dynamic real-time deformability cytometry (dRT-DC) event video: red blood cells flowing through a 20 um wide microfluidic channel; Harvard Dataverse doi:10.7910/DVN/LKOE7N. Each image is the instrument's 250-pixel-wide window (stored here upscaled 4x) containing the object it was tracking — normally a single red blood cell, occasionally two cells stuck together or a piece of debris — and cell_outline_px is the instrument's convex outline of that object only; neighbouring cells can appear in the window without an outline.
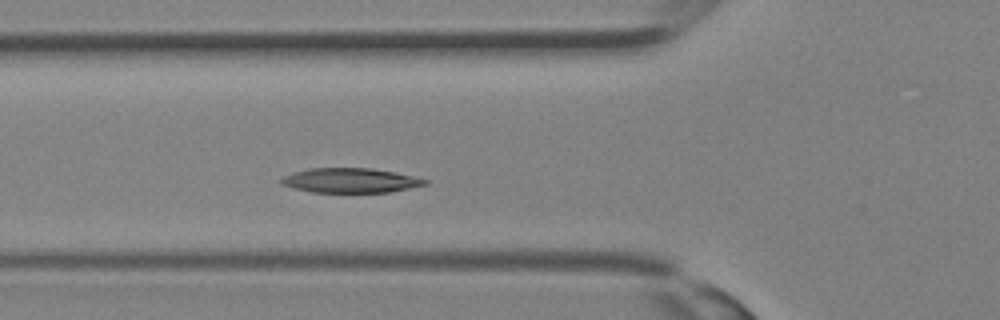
{"species": "Egyptian fruit bat (a non-hibernating species)", "species_latin": "Rousettus aegyptiacus", "temperature_condition": "room temperature", "stored_images_in_passage": 30, "camera_frame_rate_fps": 3000, "um_per_image_px": 0.085, "animal": {"sex": "female"}, "frame": {"image": 1, "passage_image": 8, "time_ms": 2.333, "image_size_px": [1000, 320], "cell_outline_px": [[428, 184], [388, 192], [312, 192], [292, 188], [280, 184], [280, 180], [284, 176], [292, 172], [308, 168], [372, 168], [396, 172], [428, 180]], "centroid_in_image_um": [29.74, 15.33], "position_along_channel_um": 96.1, "area_um2": 20.63}}
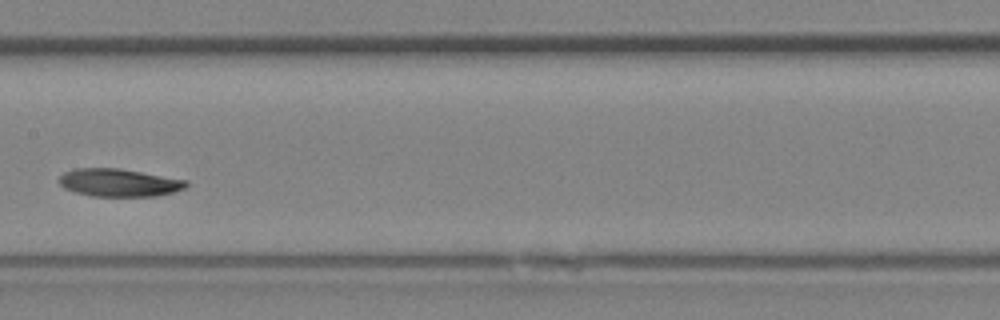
{"frame": {"image": 2, "passage_image": 13, "time_ms": 4.0, "image_size_px": [1000, 320], "cell_outline_px": [[188, 184], [184, 188], [172, 192], [156, 196], [92, 196], [76, 192], [64, 188], [60, 184], [60, 176], [64, 172], [76, 168], [120, 168], [188, 180]], "centroid_in_image_um": [10.12, 15.52], "position_along_channel_um": 197.3, "area_um2": 20.52}}
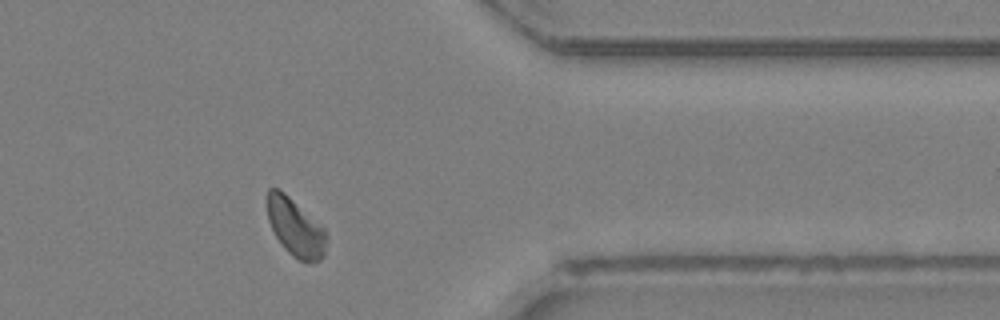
{"frame": {"image": 3, "passage_image": 23, "time_ms": 7.333, "image_size_px": [1000, 320], "cell_outline_px": [[324, 256], [320, 260], [300, 260], [292, 256], [284, 248], [276, 236], [268, 220], [268, 188], [276, 188], [284, 192], [320, 224], [324, 228]], "centroid_in_image_um": [25.08, 19.31], "position_along_channel_um": 386.3, "area_um2": 19.19}}